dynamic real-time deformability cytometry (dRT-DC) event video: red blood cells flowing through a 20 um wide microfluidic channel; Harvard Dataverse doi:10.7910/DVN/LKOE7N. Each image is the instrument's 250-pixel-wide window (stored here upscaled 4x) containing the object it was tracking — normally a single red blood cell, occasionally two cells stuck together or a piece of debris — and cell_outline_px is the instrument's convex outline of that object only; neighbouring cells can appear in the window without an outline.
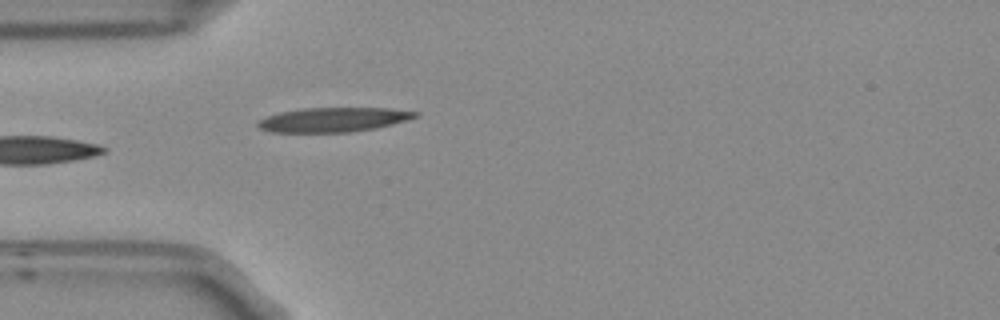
{"species": "Egyptian fruit bat (a non-hibernating species)", "species_latin": "Rousettus aegyptiacus", "temperature_condition": "room temperature", "stored_images_in_passage": 4, "camera_frame_rate_fps": 3000, "um_per_image_px": 0.085, "frame": {"image": 1, "passage_image": 4, "time_ms": 1.0, "image_size_px": [1000, 320], "cell_outline_px": [[420, 116], [376, 128], [348, 132], [268, 132], [256, 128], [256, 120], [280, 112], [300, 108], [392, 108], [420, 112]], "centroid_in_image_um": [28.29, 10.17], "position_along_channel_um": 56.7, "area_um2": 22.6}}